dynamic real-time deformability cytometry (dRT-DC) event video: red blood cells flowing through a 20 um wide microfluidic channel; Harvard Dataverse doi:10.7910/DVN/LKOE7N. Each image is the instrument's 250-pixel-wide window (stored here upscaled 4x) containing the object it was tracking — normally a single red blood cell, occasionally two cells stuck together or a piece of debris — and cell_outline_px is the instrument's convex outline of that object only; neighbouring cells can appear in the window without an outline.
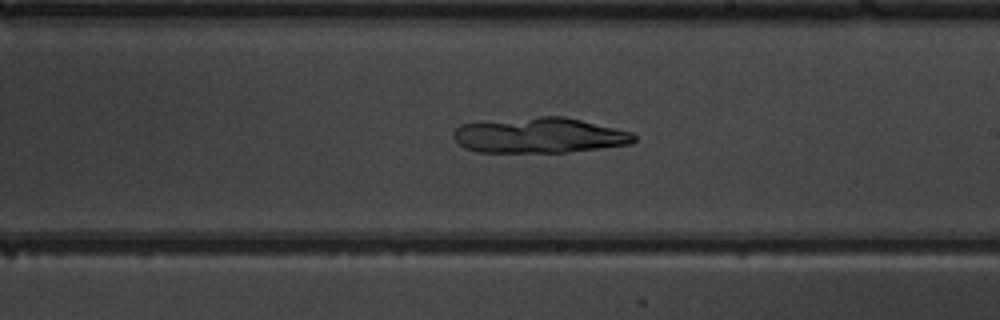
{"species": "common noctule bat (a hibernating species)", "species_latin": "Nyctalus noctula", "temperature_condition": "warm", "stored_images_in_passage": 49, "camera_frame_rate_fps": 3000, "um_per_image_px": 0.085, "animal": {"sex": "male", "body_mass_g": 19.5, "forearm_length_mm": 54.6}, "frame": {"image": 1, "passage_image": 29, "time_ms": 9.333, "image_size_px": [1000, 320], "cell_outline_px": [[636, 140], [632, 144], [568, 152], [476, 152], [464, 148], [452, 136], [452, 132], [460, 124], [480, 120], [540, 116], [564, 116], [632, 132], [636, 136]], "centroid_in_image_um": [45.79, 11.49], "position_along_channel_um": 243.2, "area_um2": 37.8}}
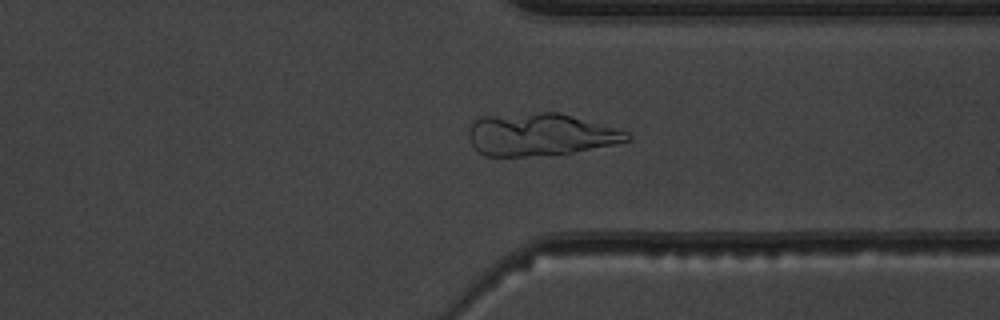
{"frame": {"image": 2, "passage_image": 38, "time_ms": 12.333, "image_size_px": [1000, 320], "cell_outline_px": [[632, 140], [572, 152], [528, 156], [484, 156], [472, 144], [468, 136], [468, 128], [472, 120], [480, 116], [540, 112], [560, 112], [628, 132], [632, 136]], "centroid_in_image_um": [45.87, 11.42], "position_along_channel_um": 365.5, "area_um2": 39.07}}